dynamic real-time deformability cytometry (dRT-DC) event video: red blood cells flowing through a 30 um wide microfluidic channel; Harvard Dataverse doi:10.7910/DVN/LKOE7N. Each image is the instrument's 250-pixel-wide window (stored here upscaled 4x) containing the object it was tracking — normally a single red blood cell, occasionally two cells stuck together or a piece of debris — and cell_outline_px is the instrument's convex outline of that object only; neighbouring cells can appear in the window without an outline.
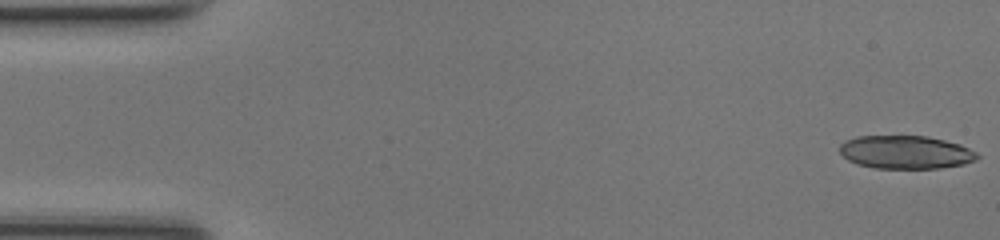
{"species": "common noctule bat (a hibernating species)", "species_latin": "Nyctalus noctula", "temperature_condition": "room temperature", "stored_images_in_passage": 49, "camera_frame_rate_fps": 3000, "um_per_image_px": 0.085, "animal": {"sex": "female", "body_mass_g": 17.0, "forearm_length_mm": 48.0}, "frame": {"image": 1, "passage_image": 1, "time_ms": 0.0, "image_size_px": [1000, 240], "cell_outline_px": [[980, 156], [976, 160], [964, 164], [940, 168], [876, 168], [856, 164], [848, 160], [840, 152], [840, 144], [844, 140], [856, 136], [928, 136], [960, 144], [976, 152]], "centroid_in_image_um": [76.97, 12.93], "position_along_channel_um": 8.0, "area_um2": 26.7}}
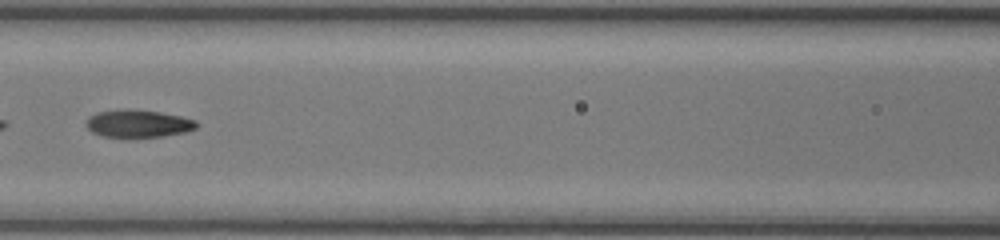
{"frame": {"image": 2, "passage_image": 22, "time_ms": 7.0, "image_size_px": [1000, 240], "cell_outline_px": [[196, 128], [184, 132], [164, 136], [104, 136], [92, 132], [88, 128], [88, 116], [96, 112], [128, 108], [160, 112], [180, 116], [196, 120]], "centroid_in_image_um": [11.74, 10.48], "position_along_channel_um": 154.9, "area_um2": 17.4}}
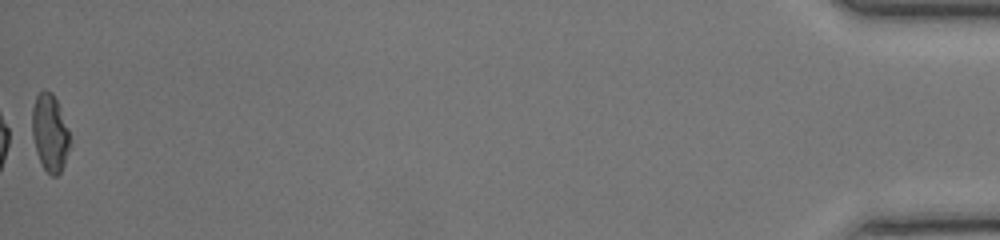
{"frame": {"image": 3, "passage_image": 49, "time_ms": 16.0, "image_size_px": [1000, 240], "cell_outline_px": [[68, 148], [64, 164], [60, 172], [56, 176], [52, 176], [44, 168], [36, 152], [32, 136], [32, 108], [36, 96], [44, 88], [52, 92], [56, 100], [68, 128]], "centroid_in_image_um": [4.21, 11.25], "position_along_channel_um": 431.0, "area_um2": 16.7}, "authors_computed_cell_mechanics": {"area_um2": 17.7446, "velocity_mm_per_s": 4.2783, "shape_relaxation_time_tau1_ms": 8.5863, "shape_relaxation_time_tau2_ms": 1.8685, "deformation_change_tau1": 0.2537, "deformation_change_tau2": 0.0778}}